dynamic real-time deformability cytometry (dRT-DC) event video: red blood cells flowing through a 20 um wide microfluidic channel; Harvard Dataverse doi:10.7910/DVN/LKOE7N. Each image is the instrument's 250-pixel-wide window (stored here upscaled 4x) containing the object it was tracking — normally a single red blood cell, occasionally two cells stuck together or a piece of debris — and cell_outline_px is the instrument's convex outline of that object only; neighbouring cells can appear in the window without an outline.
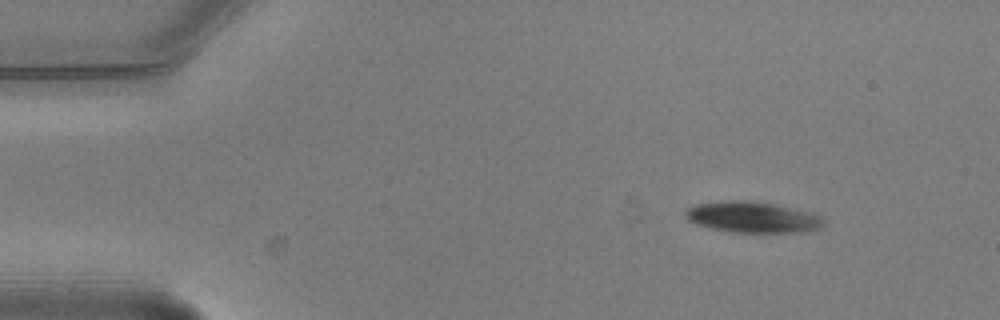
{"species": "common noctule bat (a hibernating species)", "species_latin": "Nyctalus noctula", "temperature_condition": "warm", "stored_images_in_passage": 4, "camera_frame_rate_fps": 3000, "um_per_image_px": 0.085, "animal": {"sex": "male", "body_mass_g": 20.5, "forearm_length_mm": 52.5}, "frame": {"image": 1, "passage_image": 1, "time_ms": 0.0, "image_size_px": [1000, 320], "cell_outline_px": [[824, 224], [820, 228], [796, 232], [732, 232], [712, 228], [696, 224], [688, 220], [684, 216], [684, 212], [688, 208], [696, 204], [728, 200], [748, 200], [776, 204], [812, 212], [820, 216], [824, 220]], "centroid_in_image_um": [63.95, 18.45], "position_along_channel_um": 21.0, "area_um2": 24.97}}
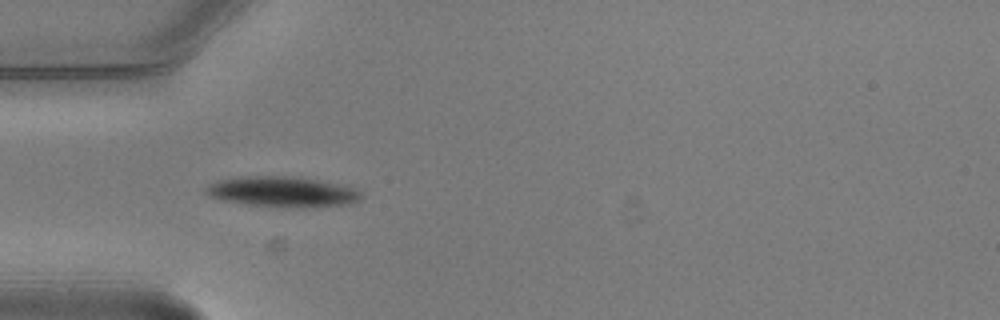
{"frame": {"image": 2, "passage_image": 4, "time_ms": 1.0, "image_size_px": [1000, 320], "cell_outline_px": [[364, 196], [360, 200], [348, 204], [304, 208], [300, 208], [248, 204], [220, 200], [208, 196], [204, 192], [204, 188], [208, 184], [220, 180], [244, 176], [292, 176], [348, 184], [356, 188]], "centroid_in_image_um": [24.06, 16.29], "position_along_channel_um": 60.9, "area_um2": 28.03}}